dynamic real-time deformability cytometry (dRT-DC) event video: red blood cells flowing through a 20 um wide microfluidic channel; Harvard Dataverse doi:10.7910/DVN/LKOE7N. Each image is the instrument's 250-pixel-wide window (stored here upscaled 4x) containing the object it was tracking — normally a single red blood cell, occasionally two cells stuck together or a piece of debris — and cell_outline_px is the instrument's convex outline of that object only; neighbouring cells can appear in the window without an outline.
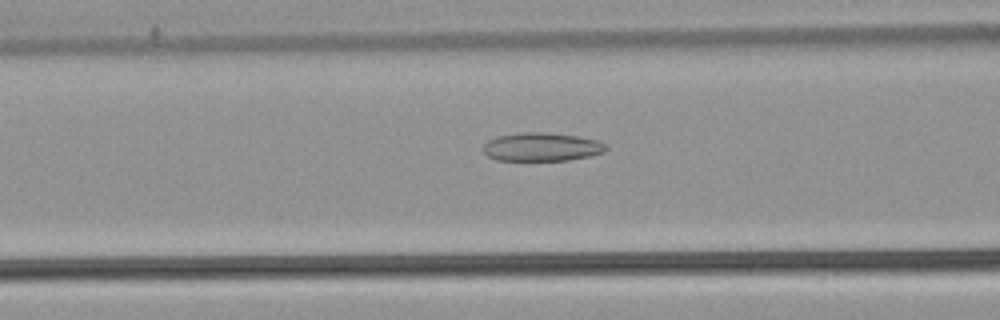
{"species": "common noctule bat (a hibernating species)", "species_latin": "Nyctalus noctula", "temperature_condition": "warm", "stored_images_in_passage": 40, "camera_frame_rate_fps": 3000, "um_per_image_px": 0.085, "animal": {"sex": "male", "body_mass_g": 21.5, "forearm_length_mm": 52.0}, "frame": {"image": 1, "passage_image": 9, "time_ms": 2.667, "image_size_px": [1000, 320], "cell_outline_px": [[608, 148], [604, 152], [588, 156], [568, 160], [496, 160], [488, 156], [484, 152], [484, 144], [488, 140], [496, 136], [520, 132], [544, 132], [580, 136], [596, 140], [604, 144]], "centroid_in_image_um": [46.03, 12.48], "position_along_channel_um": 120.6, "area_um2": 20.35}}
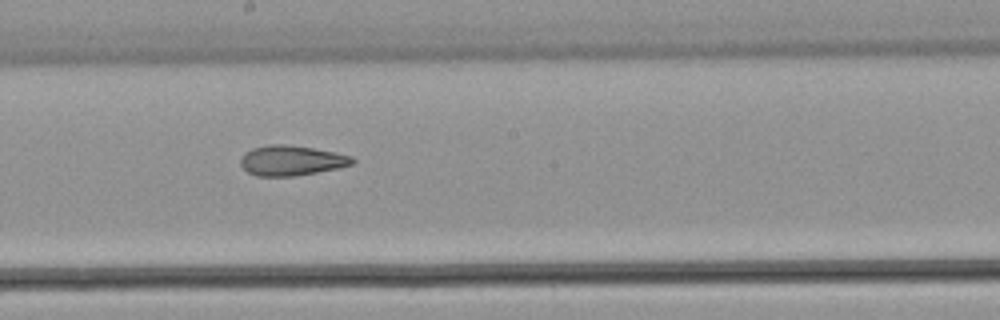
{"frame": {"image": 2, "passage_image": 17, "time_ms": 5.333, "image_size_px": [1000, 320], "cell_outline_px": [[356, 160], [352, 164], [340, 168], [292, 176], [256, 176], [248, 172], [240, 164], [240, 160], [244, 152], [252, 148], [268, 144], [284, 144], [312, 148], [336, 152], [352, 156]], "centroid_in_image_um": [24.77, 13.64], "position_along_channel_um": 223.4, "area_um2": 19.65}}
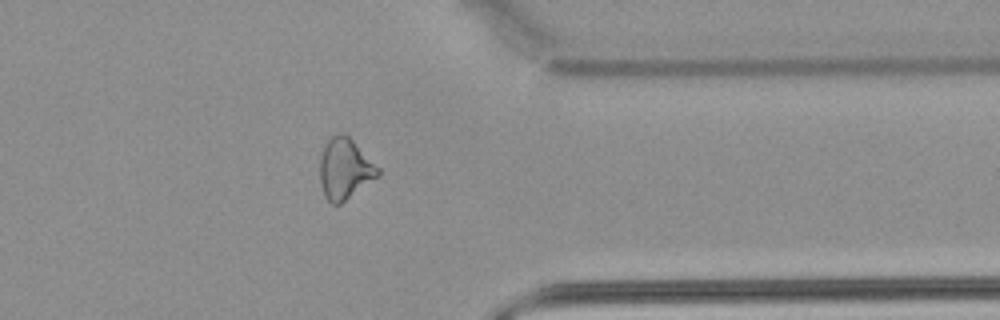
{"frame": {"image": 3, "passage_image": 30, "time_ms": 9.667, "image_size_px": [1000, 320], "cell_outline_px": [[380, 176], [340, 204], [332, 204], [324, 196], [320, 184], [320, 160], [324, 148], [328, 140], [336, 132], [344, 132], [380, 168]], "centroid_in_image_um": [29.32, 14.36], "position_along_channel_um": 382.1, "area_um2": 20.63}, "authors_computed_cell_mechanics": {"area_um2": 20.4034, "velocity_mm_per_s": 3.8649, "shape_relaxation_time_tau1_ms": null, "shape_relaxation_time_tau2_ms": 4.2112, "deformation_change_tau1": null, "deformation_change_tau2": 0.1303}}